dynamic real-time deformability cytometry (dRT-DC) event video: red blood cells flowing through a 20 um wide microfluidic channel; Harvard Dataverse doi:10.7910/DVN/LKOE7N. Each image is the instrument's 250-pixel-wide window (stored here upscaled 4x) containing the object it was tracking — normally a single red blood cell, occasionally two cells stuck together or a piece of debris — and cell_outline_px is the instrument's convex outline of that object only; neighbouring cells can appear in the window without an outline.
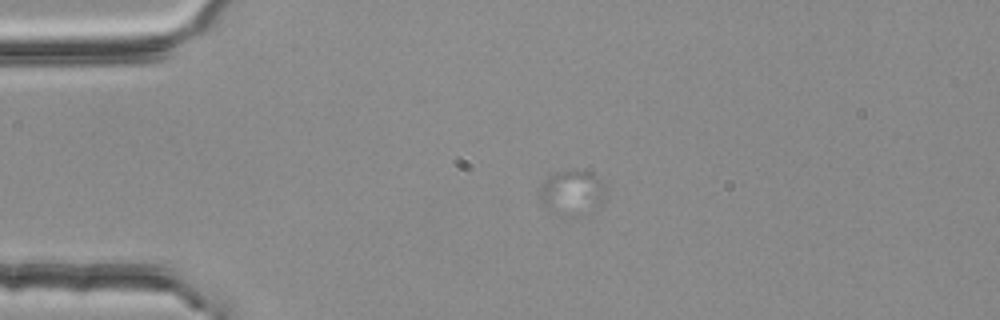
{"species": "common noctule bat (a hibernating species)", "species_latin": "Nyctalus noctula", "temperature_condition": "room temperature", "stored_images_in_passage": 4, "camera_frame_rate_fps": 3000, "um_per_image_px": 0.085, "animal": {"sex": "female", "body_mass_g": 25.1}, "frame": {"image": 1, "passage_image": 2, "time_ms": 0.333, "image_size_px": [1000, 320], "cell_outline_px": [[608, 188], [604, 200], [564, 216], [560, 216], [552, 212], [540, 200], [540, 184], [544, 180], [556, 172], [572, 168], [588, 172], [596, 176]], "centroid_in_image_um": [48.58, 16.26], "position_along_channel_um": 36.4, "area_um2": 16.53}}